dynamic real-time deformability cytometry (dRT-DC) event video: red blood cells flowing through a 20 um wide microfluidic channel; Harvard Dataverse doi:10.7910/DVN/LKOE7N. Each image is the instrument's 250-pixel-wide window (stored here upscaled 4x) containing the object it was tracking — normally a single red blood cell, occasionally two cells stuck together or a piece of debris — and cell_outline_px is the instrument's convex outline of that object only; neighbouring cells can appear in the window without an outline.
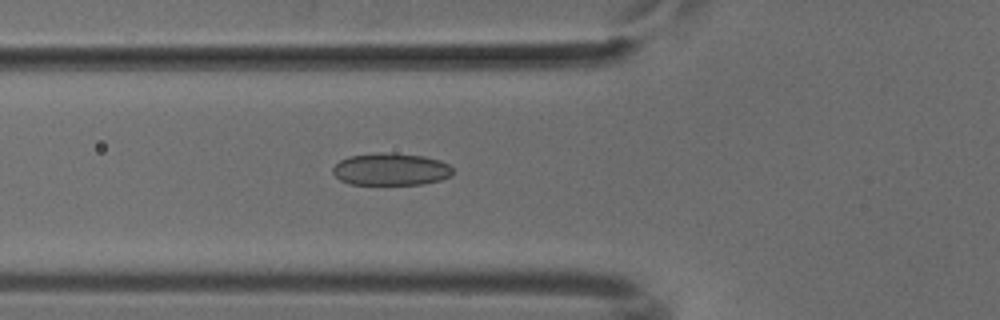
{"species": "common noctule bat (a hibernating species)", "species_latin": "Nyctalus noctula", "temperature_condition": "cold", "stored_images_in_passage": 38, "camera_frame_rate_fps": 3000, "um_per_image_px": 0.085, "animal": {"sex": "male", "body_mass_g": 18.8}, "frame": {"image": 1, "passage_image": 5, "time_ms": 1.333, "image_size_px": [1000, 320], "cell_outline_px": [[452, 176], [440, 180], [424, 184], [348, 184], [340, 180], [332, 172], [332, 168], [340, 160], [348, 156], [380, 152], [384, 152], [424, 156], [440, 160], [448, 164], [452, 168]], "centroid_in_image_um": [33.22, 14.39], "position_along_channel_um": 92.6, "area_um2": 22.66}}
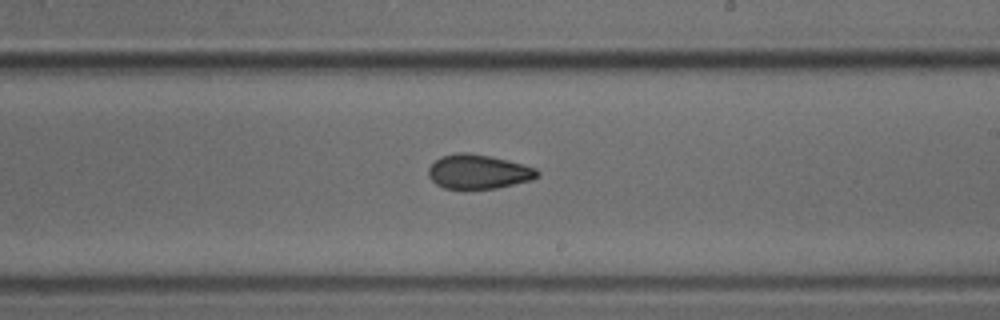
{"frame": {"image": 2, "passage_image": 17, "time_ms": 5.333, "image_size_px": [1000, 320], "cell_outline_px": [[540, 176], [532, 180], [496, 188], [444, 188], [436, 184], [428, 176], [428, 168], [440, 156], [456, 152], [468, 152], [508, 160], [524, 164], [536, 168], [540, 172]], "centroid_in_image_um": [40.68, 14.58], "position_along_channel_um": 248.3, "area_um2": 21.79}}
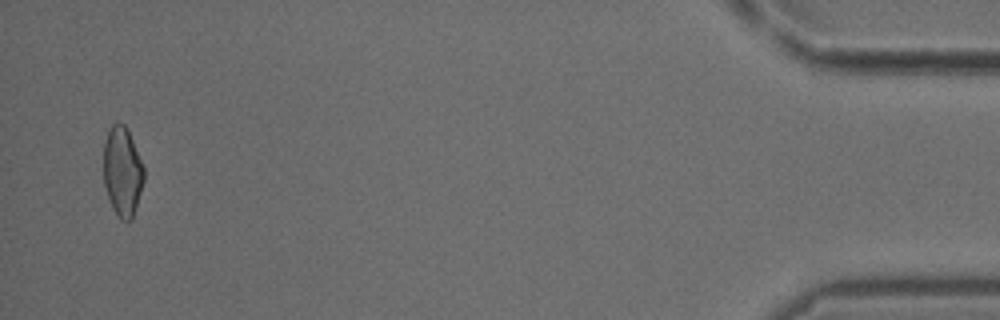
{"frame": {"image": 3, "passage_image": 37, "time_ms": 12.0, "image_size_px": [1000, 320], "cell_outline_px": [[144, 180], [132, 216], [128, 220], [120, 220], [112, 208], [104, 184], [104, 140], [112, 124], [124, 124], [132, 140], [144, 168]], "centroid_in_image_um": [10.39, 14.58], "position_along_channel_um": 424.8, "area_um2": 20.52}}